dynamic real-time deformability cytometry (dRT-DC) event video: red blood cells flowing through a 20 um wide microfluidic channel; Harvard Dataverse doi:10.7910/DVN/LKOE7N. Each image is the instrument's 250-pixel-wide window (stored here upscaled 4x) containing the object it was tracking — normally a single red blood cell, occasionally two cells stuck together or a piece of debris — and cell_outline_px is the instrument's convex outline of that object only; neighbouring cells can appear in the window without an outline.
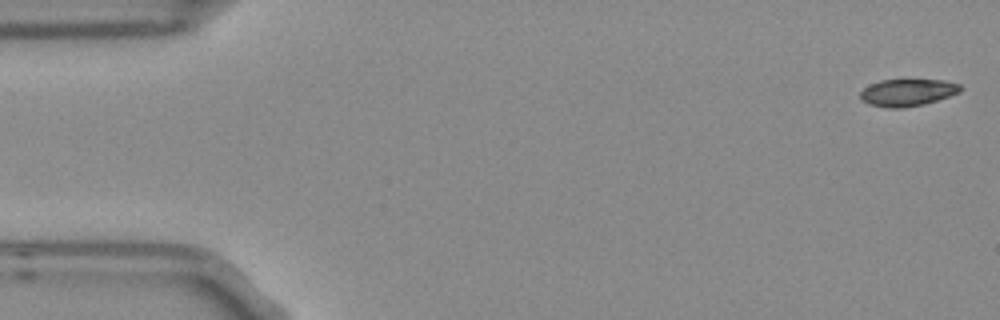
{"species": "Egyptian fruit bat (a non-hibernating species)", "species_latin": "Rousettus aegyptiacus", "temperature_condition": "room temperature", "stored_images_in_passage": 5, "camera_frame_rate_fps": 3000, "um_per_image_px": 0.085, "frame": {"image": 1, "passage_image": 5, "time_ms": 1.333, "image_size_px": [1000, 320], "cell_outline_px": [[964, 88], [960, 92], [924, 104], [904, 108], [888, 108], [868, 104], [860, 100], [860, 92], [864, 88], [880, 80], [904, 76], [944, 80], [960, 84]], "centroid_in_image_um": [77.14, 7.8], "position_along_channel_um": 7.9, "area_um2": 16.76}}